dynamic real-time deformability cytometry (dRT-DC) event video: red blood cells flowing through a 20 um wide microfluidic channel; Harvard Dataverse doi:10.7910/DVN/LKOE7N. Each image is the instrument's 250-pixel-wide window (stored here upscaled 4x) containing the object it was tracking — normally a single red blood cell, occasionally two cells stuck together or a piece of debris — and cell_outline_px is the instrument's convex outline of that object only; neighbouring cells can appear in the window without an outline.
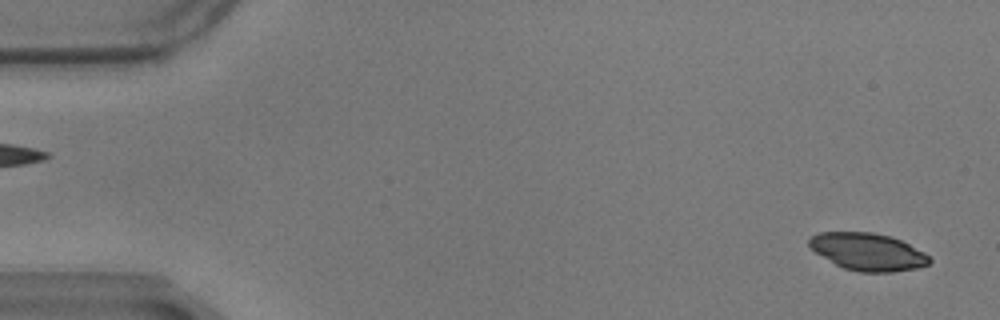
{"species": "common noctule bat (a hibernating species)", "species_latin": "Nyctalus noctula", "temperature_condition": "warm", "stored_images_in_passage": 28, "camera_frame_rate_fps": 3000, "um_per_image_px": 0.085, "animal": {"sex": "male", "body_mass_g": 17.9}, "frame": {"image": 1, "passage_image": 2, "time_ms": 0.333, "image_size_px": [1000, 320], "cell_outline_px": [[932, 260], [928, 264], [916, 268], [892, 272], [860, 272], [844, 268], [836, 264], [816, 252], [808, 244], [808, 240], [812, 236], [820, 232], [872, 232], [892, 236], [924, 252]], "centroid_in_image_um": [73.77, 21.39], "position_along_channel_um": 11.2, "area_um2": 25.95}}